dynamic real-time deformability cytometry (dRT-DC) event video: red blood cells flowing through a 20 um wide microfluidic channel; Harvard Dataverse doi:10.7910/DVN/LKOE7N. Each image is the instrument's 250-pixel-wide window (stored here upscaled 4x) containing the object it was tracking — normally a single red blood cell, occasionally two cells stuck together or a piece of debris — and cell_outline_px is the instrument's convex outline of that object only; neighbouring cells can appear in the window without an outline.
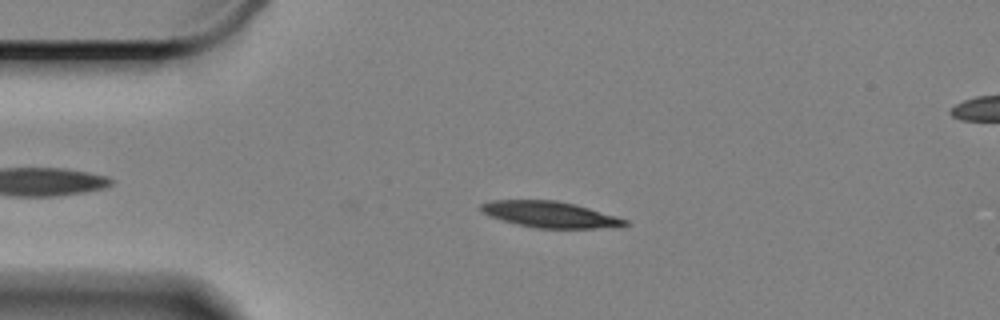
{"species": "Egyptian fruit bat (a non-hibernating species)", "species_latin": "Rousettus aegyptiacus", "temperature_condition": "cold", "stored_images_in_passage": 9, "camera_frame_rate_fps": 3000, "um_per_image_px": 0.085, "animal": {"sex": "female"}, "frame": {"image": 1, "passage_image": 9, "time_ms": 2.667, "image_size_px": [1000, 320], "cell_outline_px": [[632, 224], [596, 228], [536, 228], [516, 224], [488, 216], [480, 208], [480, 204], [492, 200], [556, 200], [576, 204], [616, 216], [628, 220]], "centroid_in_image_um": [46.74, 18.22], "position_along_channel_um": 38.3, "area_um2": 21.85}}